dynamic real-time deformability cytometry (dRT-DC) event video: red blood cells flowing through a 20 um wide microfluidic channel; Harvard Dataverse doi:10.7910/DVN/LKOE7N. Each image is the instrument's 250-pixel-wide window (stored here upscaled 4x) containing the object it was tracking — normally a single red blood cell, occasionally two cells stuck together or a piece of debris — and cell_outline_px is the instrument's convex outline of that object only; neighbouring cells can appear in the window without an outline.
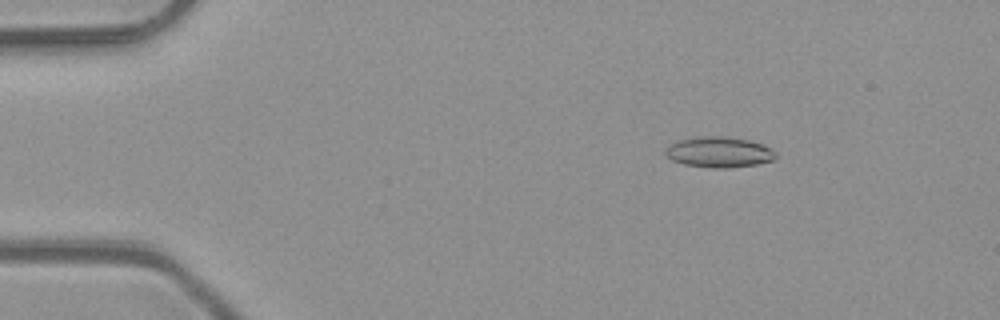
{"species": "common noctule bat (a hibernating species)", "species_latin": "Nyctalus noctula", "temperature_condition": "room temperature", "stored_images_in_passage": 49, "camera_frame_rate_fps": 3000, "um_per_image_px": 0.085, "animal": {"sex": "male", "body_mass_g": 23.1, "forearm_length_mm": 52.7}, "frame": {"image": 1, "passage_image": 6, "time_ms": 1.667, "image_size_px": [1000, 320], "cell_outline_px": [[776, 156], [772, 160], [756, 164], [728, 168], [712, 168], [684, 164], [672, 160], [664, 152], [668, 144], [680, 140], [704, 136], [724, 136], [748, 140], [764, 144], [776, 152]], "centroid_in_image_um": [61.12, 12.93], "position_along_channel_um": 23.9, "area_um2": 19.59}}
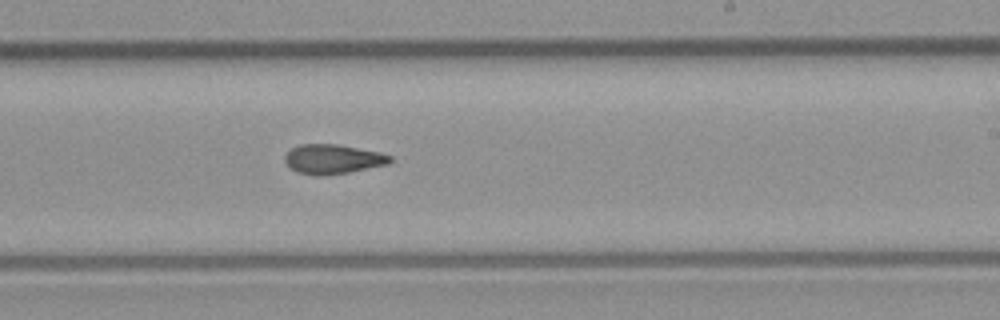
{"frame": {"image": 2, "passage_image": 29, "time_ms": 9.333, "image_size_px": [1000, 320], "cell_outline_px": [[392, 160], [388, 164], [348, 172], [324, 176], [316, 176], [296, 172], [284, 160], [284, 156], [292, 148], [300, 144], [336, 144], [380, 152], [392, 156]], "centroid_in_image_um": [28.29, 13.53], "position_along_channel_um": 260.7, "area_um2": 18.03}}
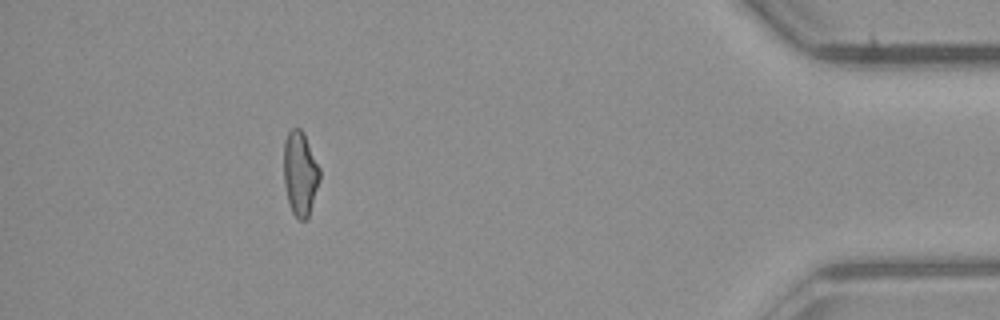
{"frame": {"image": 3, "passage_image": 44, "time_ms": 14.333, "image_size_px": [1000, 320], "cell_outline_px": [[320, 180], [308, 216], [304, 220], [300, 220], [292, 212], [288, 200], [284, 184], [284, 140], [288, 132], [292, 128], [300, 128], [304, 132], [320, 168]], "centroid_in_image_um": [25.51, 14.7], "position_along_channel_um": 409.7, "area_um2": 17.63}, "authors_computed_cell_mechanics": {"area_um2": 18.0914, "velocity_mm_per_s": 4.1249, "shape_relaxation_time_tau1_ms": null, "shape_relaxation_time_tau2_ms": 4.1923, "deformation_change_tau1": null, "deformation_change_tau2": 0.1294}}